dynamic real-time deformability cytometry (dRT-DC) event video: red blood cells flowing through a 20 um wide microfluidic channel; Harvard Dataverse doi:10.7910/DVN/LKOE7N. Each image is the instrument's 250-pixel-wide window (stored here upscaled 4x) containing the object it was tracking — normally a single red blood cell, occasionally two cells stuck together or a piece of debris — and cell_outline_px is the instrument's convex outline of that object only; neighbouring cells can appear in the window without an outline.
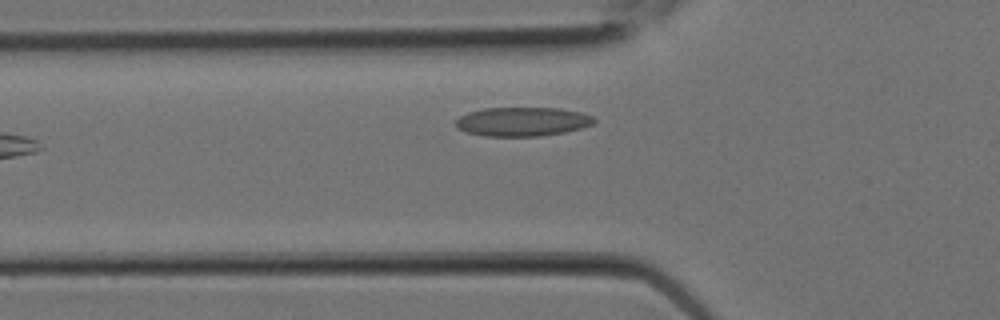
{"species": "Egyptian fruit bat (a non-hibernating species)", "species_latin": "Rousettus aegyptiacus", "temperature_condition": "room temperature", "stored_images_in_passage": 9, "camera_frame_rate_fps": 3000, "um_per_image_px": 0.085, "animal": {"sex": "female"}, "frame": {"image": 1, "passage_image": 9, "time_ms": 2.667, "image_size_px": [1000, 320], "cell_outline_px": [[596, 120], [592, 124], [580, 128], [564, 132], [540, 136], [484, 136], [464, 132], [456, 124], [456, 120], [460, 116], [468, 112], [484, 108], [560, 108], [580, 112], [592, 116]], "centroid_in_image_um": [44.39, 10.34], "position_along_channel_um": 81.4, "area_um2": 23.29}}